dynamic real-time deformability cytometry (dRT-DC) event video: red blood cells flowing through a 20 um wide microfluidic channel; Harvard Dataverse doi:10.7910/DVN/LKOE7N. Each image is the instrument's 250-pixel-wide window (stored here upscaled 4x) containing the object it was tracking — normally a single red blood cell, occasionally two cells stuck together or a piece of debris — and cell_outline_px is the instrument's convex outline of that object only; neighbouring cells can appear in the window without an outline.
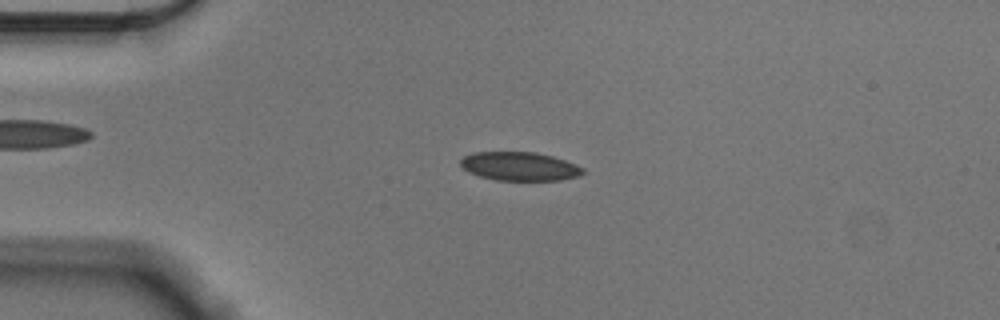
{"species": "Egyptian fruit bat (a non-hibernating species)", "species_latin": "Rousettus aegyptiacus", "temperature_condition": "cold", "stored_images_in_passage": 56, "camera_frame_rate_fps": 3000, "um_per_image_px": 0.085, "animal": {"sex": "male"}, "frame": {"image": 1, "passage_image": 13, "time_ms": 4.0, "image_size_px": [1000, 320], "cell_outline_px": [[584, 172], [580, 176], [560, 180], [496, 180], [480, 176], [468, 172], [460, 164], [460, 160], [464, 156], [472, 152], [536, 152], [552, 156], [564, 160], [584, 168]], "centroid_in_image_um": [44.16, 14.13], "position_along_channel_um": 40.8, "area_um2": 20.4}}
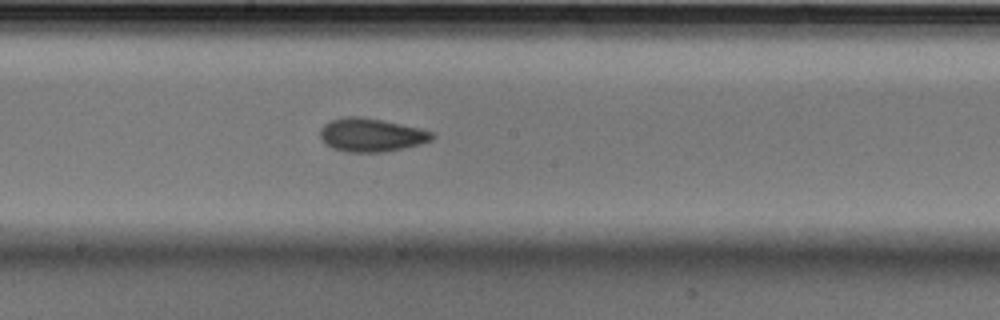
{"frame": {"image": 2, "passage_image": 30, "time_ms": 9.667, "image_size_px": [1000, 320], "cell_outline_px": [[436, 136], [432, 140], [420, 144], [404, 148], [384, 152], [348, 152], [332, 148], [320, 136], [320, 128], [324, 124], [332, 120], [348, 116], [360, 116], [420, 128], [436, 132]], "centroid_in_image_um": [31.6, 11.47], "position_along_channel_um": 216.6, "area_um2": 21.73}}
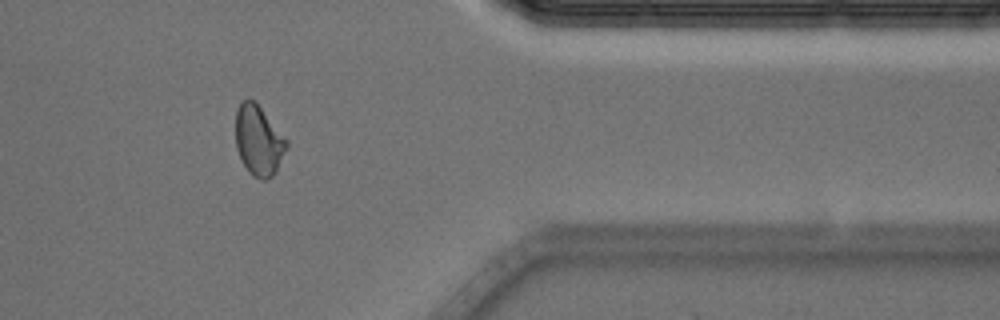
{"frame": {"image": 3, "passage_image": 46, "time_ms": 15.0, "image_size_px": [1000, 320], "cell_outline_px": [[288, 148], [276, 172], [272, 176], [264, 180], [260, 180], [252, 176], [248, 172], [236, 148], [236, 108], [248, 96], [256, 100], [288, 140]], "centroid_in_image_um": [22.0, 11.91], "position_along_channel_um": 389.4, "area_um2": 21.33}, "authors_computed_cell_mechanics": {"area_um2": 20.9814, "velocity_mm_per_s": 3.5655, "shape_relaxation_time_tau1_ms": 6.9715, "shape_relaxation_time_tau2_ms": 2.0056, "deformation_change_tau1": 0.126, "deformation_change_tau2": 0.0692}}